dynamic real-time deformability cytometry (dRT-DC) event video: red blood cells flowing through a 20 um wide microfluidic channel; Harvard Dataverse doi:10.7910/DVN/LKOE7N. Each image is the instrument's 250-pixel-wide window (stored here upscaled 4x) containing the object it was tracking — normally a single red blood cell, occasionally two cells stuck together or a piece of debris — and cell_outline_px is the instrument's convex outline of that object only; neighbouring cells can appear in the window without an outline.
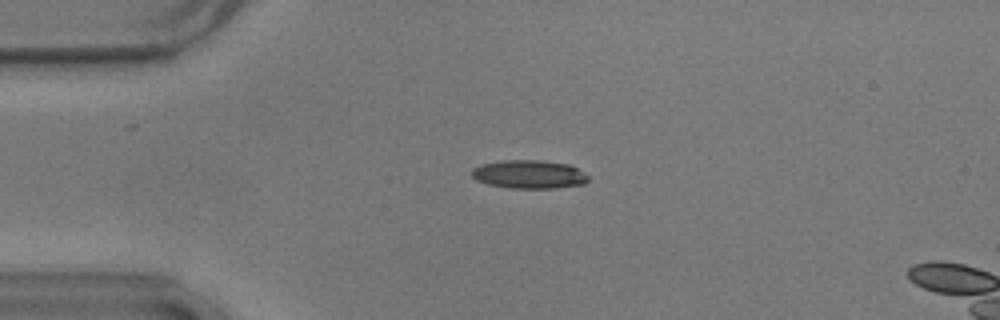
{"species": "common noctule bat (a hibernating species)", "species_latin": "Nyctalus noctula", "temperature_condition": "warm", "stored_images_in_passage": 57, "camera_frame_rate_fps": 3000, "um_per_image_px": 0.085, "animal": {"sex": "male", "body_mass_g": 17.9}, "frame": {"image": 1, "passage_image": 14, "time_ms": 4.333, "image_size_px": [1000, 320], "cell_outline_px": [[588, 180], [584, 184], [556, 188], [508, 188], [488, 184], [476, 180], [472, 176], [472, 168], [484, 164], [504, 160], [540, 160], [568, 164], [584, 172], [588, 176]], "centroid_in_image_um": [44.98, 14.82], "position_along_channel_um": 40.0, "area_um2": 19.25}}
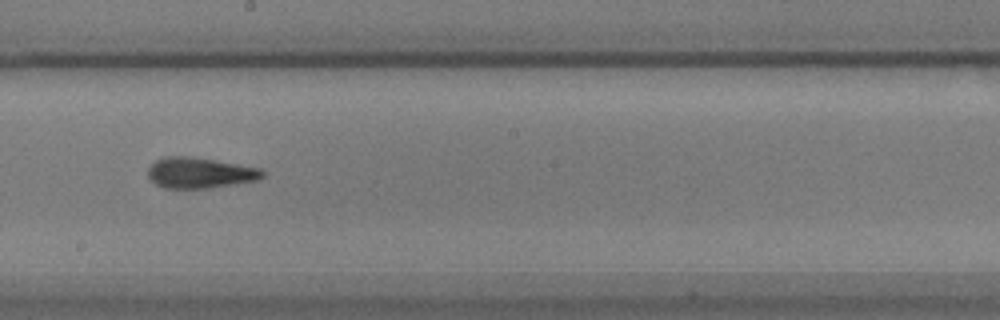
{"frame": {"image": 2, "passage_image": 32, "time_ms": 10.333, "image_size_px": [1000, 320], "cell_outline_px": [[264, 176], [256, 180], [236, 184], [208, 188], [164, 188], [156, 184], [148, 176], [148, 168], [156, 160], [164, 156], [188, 156], [260, 168], [264, 172]], "centroid_in_image_um": [16.96, 14.69], "position_along_channel_um": 231.2, "area_um2": 20.29}}
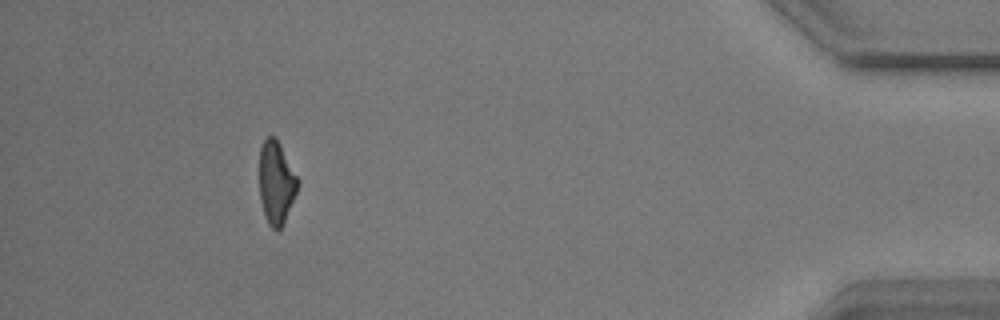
{"frame": {"image": 3, "passage_image": 52, "time_ms": 17.0, "image_size_px": [1000, 320], "cell_outline_px": [[300, 184], [284, 220], [280, 228], [276, 232], [268, 224], [264, 216], [260, 200], [260, 148], [264, 140], [268, 136], [276, 136], [300, 180]], "centroid_in_image_um": [23.49, 15.5], "position_along_channel_um": 411.7, "area_um2": 18.61}}